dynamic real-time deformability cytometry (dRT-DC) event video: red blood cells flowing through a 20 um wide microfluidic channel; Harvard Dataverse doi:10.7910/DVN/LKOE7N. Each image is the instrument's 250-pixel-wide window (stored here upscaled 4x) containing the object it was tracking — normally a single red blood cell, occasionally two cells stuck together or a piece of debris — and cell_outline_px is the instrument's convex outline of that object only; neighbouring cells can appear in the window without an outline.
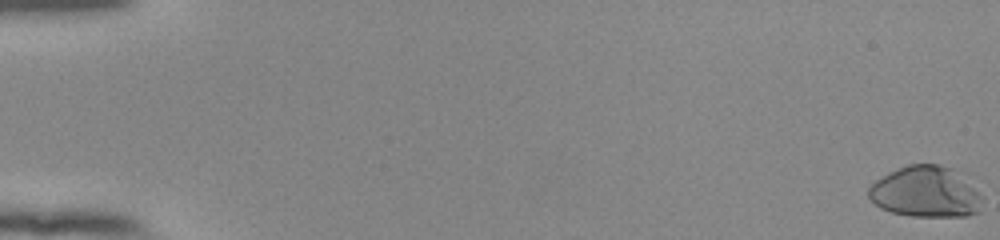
{"species": "human", "species_latin": "Homo sapiens", "temperature_condition": "room temperature", "stored_images_in_passage": 56, "camera_frame_rate_fps": 3000, "um_per_image_px": 0.085, "donor": {"sex": "female"}, "frame": {"image": 1, "passage_image": 1, "time_ms": 0.0, "image_size_px": [1000, 240], "cell_outline_px": [[984, 200], [980, 212], [968, 216], [912, 216], [892, 212], [880, 208], [868, 196], [868, 188], [876, 180], [908, 164], [940, 164], [952, 168], [980, 192], [984, 196]], "centroid_in_image_um": [78.74, 16.33], "position_along_channel_um": 6.3, "area_um2": 33.81}}
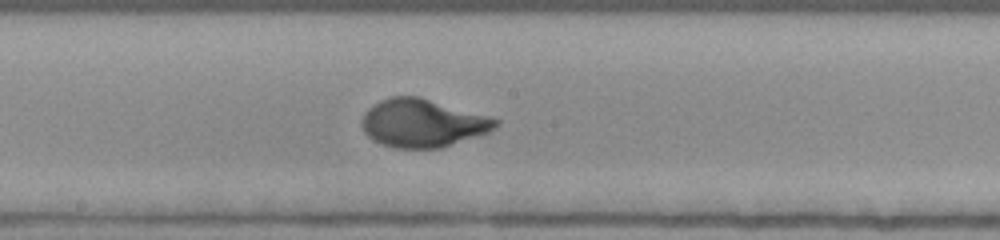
{"frame": {"image": 2, "passage_image": 32, "time_ms": 10.333, "image_size_px": [1000, 240], "cell_outline_px": [[500, 124], [488, 132], [440, 148], [396, 148], [380, 144], [372, 140], [364, 132], [360, 124], [360, 120], [364, 112], [368, 108], [380, 100], [392, 96], [420, 96], [488, 116], [500, 120]], "centroid_in_image_um": [35.87, 10.46], "position_along_channel_um": 212.3, "area_um2": 37.57}}
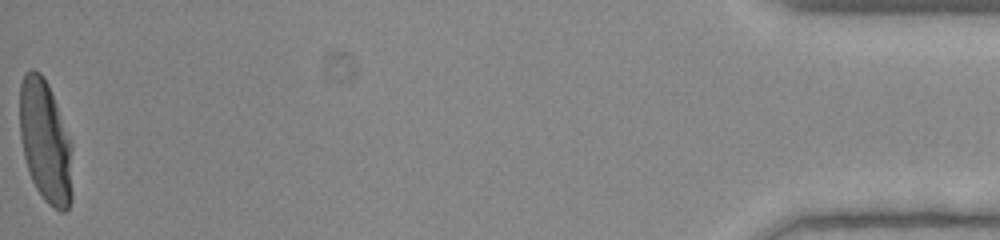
{"frame": {"image": 3, "passage_image": 56, "time_ms": 18.333, "image_size_px": [1000, 240], "cell_outline_px": [[72, 200], [68, 208], [64, 212], [60, 212], [52, 208], [44, 200], [36, 188], [28, 172], [24, 156], [20, 136], [20, 84], [24, 72], [32, 68], [40, 72], [44, 76], [48, 84], [72, 140]], "centroid_in_image_um": [3.87, 12.04], "position_along_channel_um": 431.3, "area_um2": 38.38}, "authors_computed_cell_mechanics": {"area_um2": 35.9516, "velocity_mm_per_s": 3.867, "shape_relaxation_time_tau1_ms": 4.8536, "shape_relaxation_time_tau2_ms": null, "deformation_change_tau1": 0.259, "deformation_change_tau2": null}}